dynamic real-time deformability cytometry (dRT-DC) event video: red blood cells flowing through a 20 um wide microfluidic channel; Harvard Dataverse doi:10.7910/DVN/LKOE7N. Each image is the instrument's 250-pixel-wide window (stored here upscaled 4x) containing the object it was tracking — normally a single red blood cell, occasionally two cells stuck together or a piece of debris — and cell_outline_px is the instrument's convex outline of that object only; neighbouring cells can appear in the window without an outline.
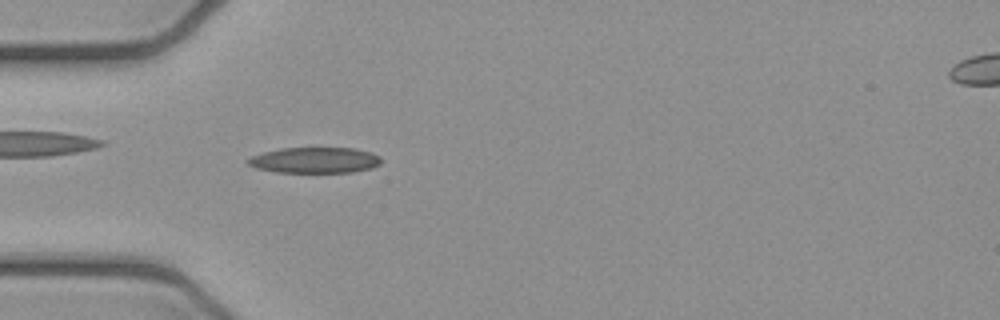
{"species": "common noctule bat (a hibernating species)", "species_latin": "Nyctalus noctula", "temperature_condition": "cold", "stored_images_in_passage": 6, "segment_of_instrument_passage": [1, 2], "camera_frame_rate_fps": 3000, "um_per_image_px": 0.085, "animal": {"sex": "female", "body_mass_g": 21.9}, "frame": {"image": 1, "passage_image": 5, "time_ms": 1.333, "image_size_px": [1000, 320], "cell_outline_px": [[380, 164], [372, 168], [352, 172], [276, 172], [256, 168], [248, 164], [244, 160], [252, 156], [264, 152], [280, 148], [352, 148], [372, 152], [380, 156]], "centroid_in_image_um": [26.75, 13.61], "position_along_channel_um": 58.3, "area_um2": 20.06}}